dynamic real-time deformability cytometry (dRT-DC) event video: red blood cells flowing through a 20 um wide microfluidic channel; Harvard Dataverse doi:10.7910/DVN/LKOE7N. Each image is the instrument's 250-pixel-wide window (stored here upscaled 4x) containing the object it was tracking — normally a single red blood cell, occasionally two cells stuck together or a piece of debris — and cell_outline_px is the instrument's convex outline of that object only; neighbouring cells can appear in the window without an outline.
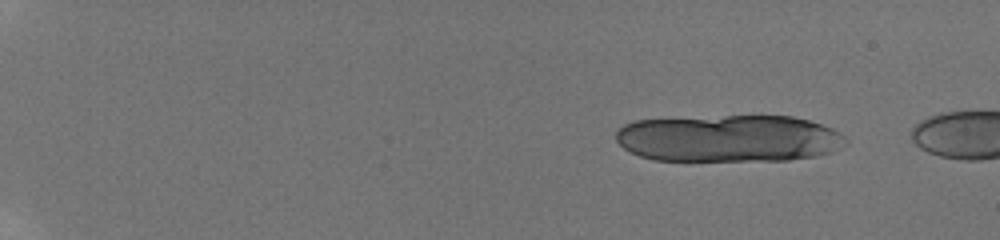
{"species": "human", "species_latin": "Homo sapiens", "temperature_condition": "room temperature", "stored_images_in_passage": 13, "camera_frame_rate_fps": 3000, "um_per_image_px": 0.085, "donor": {"sex": "male"}, "frame": {"image": 1, "passage_image": 6, "time_ms": 1.667, "image_size_px": [1000, 240], "cell_outline_px": [[848, 144], [832, 152], [816, 156], [788, 160], [652, 160], [640, 156], [624, 148], [616, 140], [616, 132], [624, 124], [636, 120], [728, 116], [792, 116], [808, 120], [832, 128], [840, 132], [848, 140]], "centroid_in_image_um": [61.99, 11.77], "position_along_channel_um": 23.0, "area_um2": 63.12}}